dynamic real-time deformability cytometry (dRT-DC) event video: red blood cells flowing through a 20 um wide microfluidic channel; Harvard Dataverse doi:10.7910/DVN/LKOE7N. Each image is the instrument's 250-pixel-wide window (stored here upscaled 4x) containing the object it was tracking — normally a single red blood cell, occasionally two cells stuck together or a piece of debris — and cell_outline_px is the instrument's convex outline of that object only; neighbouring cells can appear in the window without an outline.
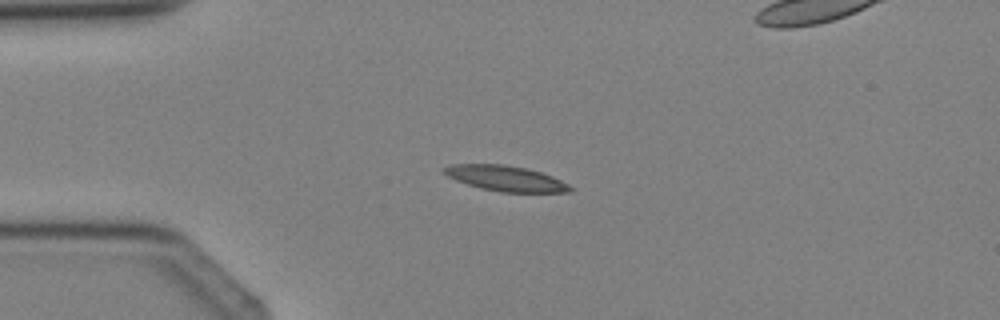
{"species": "Egyptian fruit bat (a non-hibernating species)", "species_latin": "Rousettus aegyptiacus", "temperature_condition": "cold", "stored_images_in_passage": 2, "camera_frame_rate_fps": 3000, "um_per_image_px": 0.085, "animal": {"sex": "female"}, "frame": {"image": 1, "passage_image": 1, "time_ms": 0.0, "image_size_px": [1000, 320], "cell_outline_px": [[576, 188], [572, 192], [500, 192], [480, 188], [456, 180], [448, 176], [440, 168], [452, 164], [504, 164], [528, 168], [552, 176]], "centroid_in_image_um": [43.0, 15.16], "position_along_channel_um": 42.0, "area_um2": 18.79}}